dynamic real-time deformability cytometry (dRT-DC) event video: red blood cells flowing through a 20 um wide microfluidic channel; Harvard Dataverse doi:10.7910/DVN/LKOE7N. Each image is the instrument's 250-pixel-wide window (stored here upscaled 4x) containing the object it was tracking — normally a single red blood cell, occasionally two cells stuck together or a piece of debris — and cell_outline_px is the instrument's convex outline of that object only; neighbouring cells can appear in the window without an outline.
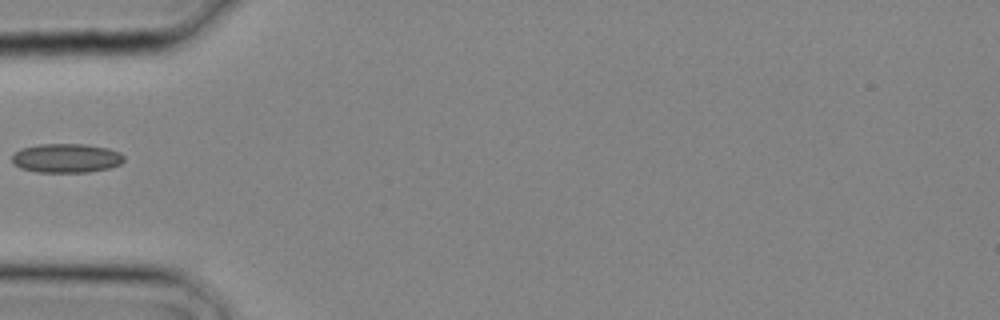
{"species": "common noctule bat (a hibernating species)", "species_latin": "Nyctalus noctula", "temperature_condition": "cold", "stored_images_in_passage": 19, "camera_frame_rate_fps": 3000, "um_per_image_px": 0.085, "animal": {"sex": "male", "body_mass_g": 20.4}, "frame": {"image": 1, "passage_image": 1, "time_ms": 0.0, "image_size_px": [1000, 320], "cell_outline_px": [[124, 160], [120, 164], [108, 168], [88, 172], [36, 172], [20, 168], [12, 164], [12, 156], [20, 148], [40, 144], [84, 144], [108, 148], [120, 152], [124, 156]], "centroid_in_image_um": [5.62, 13.44], "position_along_channel_um": 79.4, "area_um2": 19.07}}
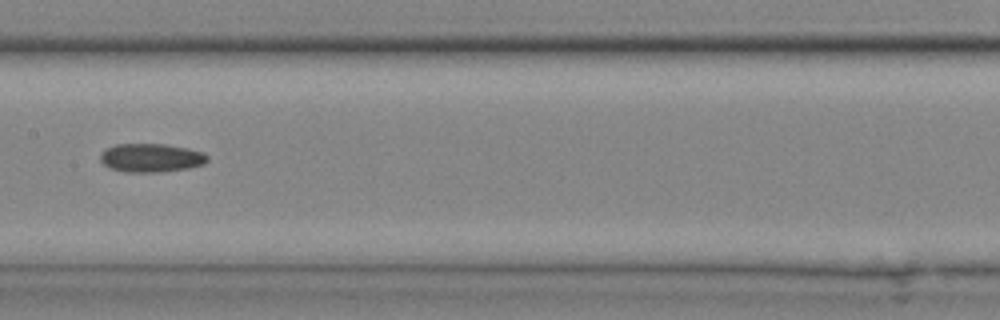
{"frame": {"image": 2, "passage_image": 6, "time_ms": 1.667, "image_size_px": [1000, 320], "cell_outline_px": [[208, 160], [204, 164], [188, 168], [160, 172], [128, 172], [108, 168], [100, 160], [100, 152], [104, 148], [116, 144], [164, 144], [188, 148], [204, 152], [208, 156]], "centroid_in_image_um": [12.82, 13.41], "position_along_channel_um": 194.6, "area_um2": 18.03}}
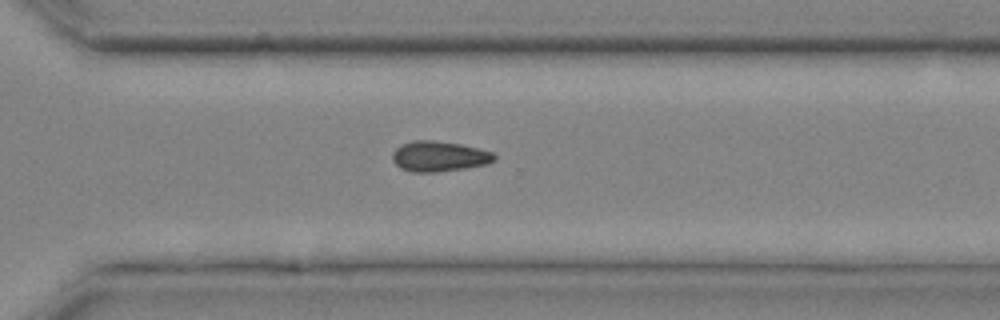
{"frame": {"image": 3, "passage_image": 12, "time_ms": 3.667, "image_size_px": [1000, 320], "cell_outline_px": [[496, 160], [488, 164], [464, 168], [436, 172], [412, 172], [400, 168], [392, 160], [392, 152], [396, 148], [412, 140], [432, 140], [460, 144], [492, 152], [496, 156]], "centroid_in_image_um": [37.31, 13.29], "position_along_channel_um": 333.3, "area_um2": 17.98}}